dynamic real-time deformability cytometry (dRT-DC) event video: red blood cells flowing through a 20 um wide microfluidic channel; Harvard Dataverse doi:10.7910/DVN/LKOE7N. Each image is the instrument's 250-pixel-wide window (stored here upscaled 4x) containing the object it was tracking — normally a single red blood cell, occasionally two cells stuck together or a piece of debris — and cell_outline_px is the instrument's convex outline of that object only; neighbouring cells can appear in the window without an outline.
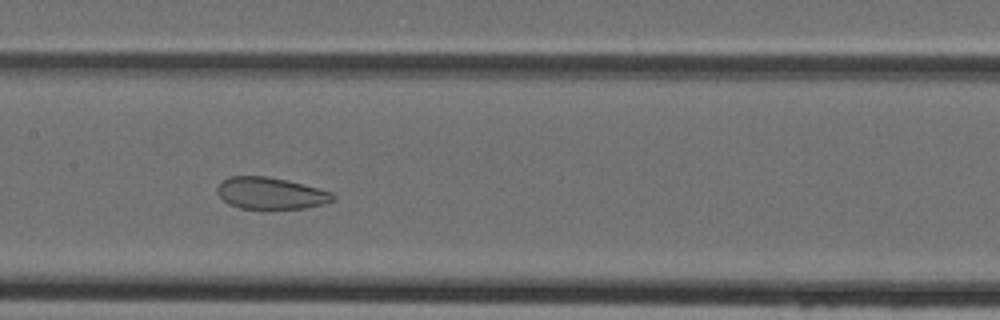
{"species": "Egyptian fruit bat (a non-hibernating species)", "species_latin": "Rousettus aegyptiacus", "temperature_condition": "cold", "stored_images_in_passage": 41, "camera_frame_rate_fps": 3000, "um_per_image_px": 0.085, "animal": {"sex": "female"}, "frame": {"image": 1, "passage_image": 18, "time_ms": 5.667, "image_size_px": [1000, 320], "cell_outline_px": [[336, 200], [324, 204], [304, 208], [240, 208], [228, 204], [216, 192], [216, 188], [224, 180], [232, 176], [268, 176], [332, 192], [336, 196]], "centroid_in_image_um": [23.01, 16.43], "position_along_channel_um": 184.4, "area_um2": 21.1}}
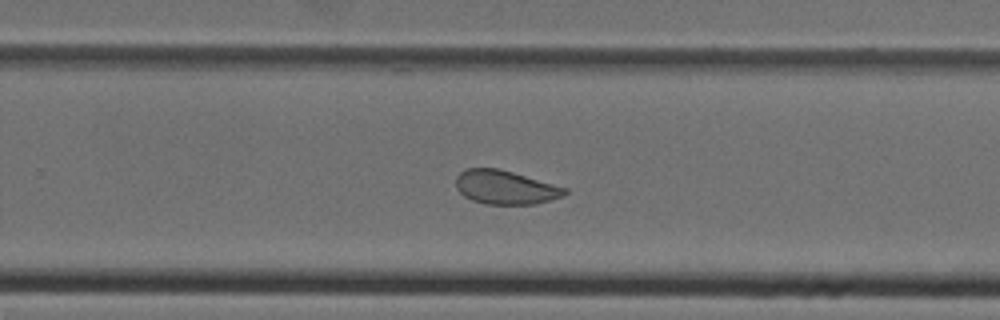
{"frame": {"image": 2, "passage_image": 25, "time_ms": 8.0, "image_size_px": [1000, 320], "cell_outline_px": [[568, 192], [564, 196], [536, 204], [484, 204], [472, 200], [464, 196], [456, 188], [456, 176], [464, 168], [496, 168], [512, 172], [568, 188]], "centroid_in_image_um": [42.95, 15.92], "position_along_channel_um": 286.9, "area_um2": 21.5}}
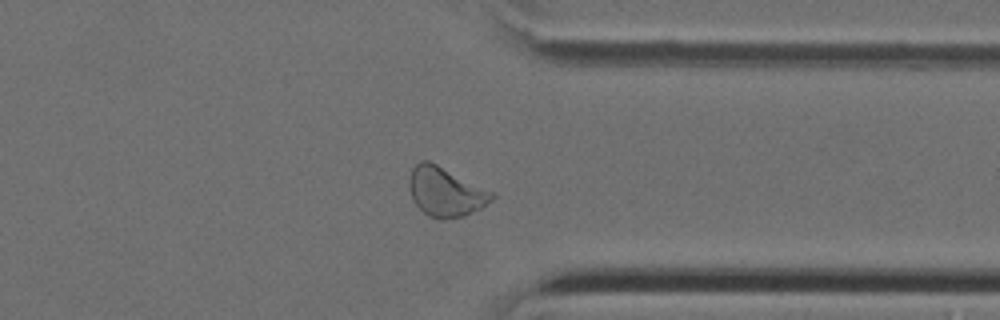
{"frame": {"image": 3, "passage_image": 31, "time_ms": 10.0, "image_size_px": [1000, 320], "cell_outline_px": [[496, 196], [492, 200], [480, 208], [464, 216], [440, 220], [428, 216], [412, 200], [408, 184], [408, 180], [412, 168], [420, 160], [428, 160], [496, 192]], "centroid_in_image_um": [37.88, 16.3], "position_along_channel_um": 373.5, "area_um2": 23.99}}